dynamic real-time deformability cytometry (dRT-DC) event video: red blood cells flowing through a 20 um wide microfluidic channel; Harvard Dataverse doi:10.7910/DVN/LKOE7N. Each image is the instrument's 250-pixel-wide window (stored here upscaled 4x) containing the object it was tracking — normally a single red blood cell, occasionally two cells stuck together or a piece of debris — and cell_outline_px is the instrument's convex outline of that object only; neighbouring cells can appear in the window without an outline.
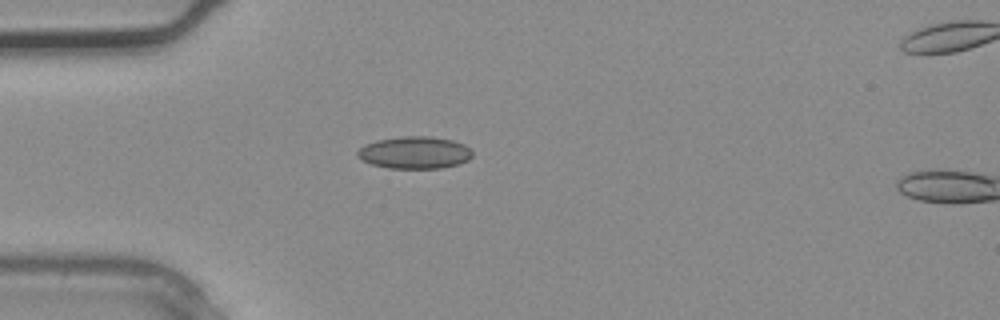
{"species": "common noctule bat (a hibernating species)", "species_latin": "Nyctalus noctula", "temperature_condition": "warm", "stored_images_in_passage": 4, "camera_frame_rate_fps": 3000, "um_per_image_px": 0.085, "animal": {"sex": "male", "body_mass_g": 20.4}, "frame": {"image": 1, "passage_image": 3, "time_ms": 0.667, "image_size_px": [1000, 320], "cell_outline_px": [[472, 156], [468, 160], [456, 164], [440, 168], [388, 168], [372, 164], [356, 156], [356, 152], [364, 144], [376, 140], [400, 136], [428, 136], [452, 140], [464, 144], [472, 152]], "centroid_in_image_um": [35.21, 12.96], "position_along_channel_um": 49.8, "area_um2": 21.5}}